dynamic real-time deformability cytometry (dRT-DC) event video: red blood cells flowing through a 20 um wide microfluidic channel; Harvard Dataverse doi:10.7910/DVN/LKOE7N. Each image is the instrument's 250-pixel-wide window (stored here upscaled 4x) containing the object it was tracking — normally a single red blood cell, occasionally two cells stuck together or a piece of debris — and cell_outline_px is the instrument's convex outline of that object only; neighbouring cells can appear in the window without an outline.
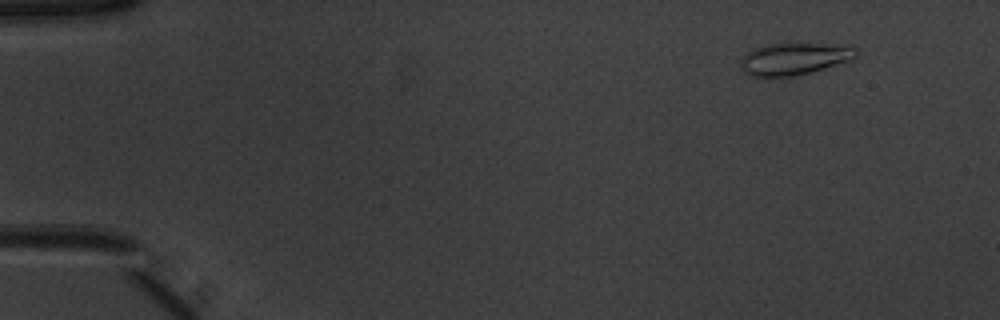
{"species": "common noctule bat (a hibernating species)", "species_latin": "Nyctalus noctula", "temperature_condition": "warm", "stored_images_in_passage": 10, "camera_frame_rate_fps": 3000, "um_per_image_px": 0.085, "animal": {"sex": "male", "body_mass_g": 20.1, "forearm_length_mm": 53.5}, "frame": {"image": 1, "passage_image": 1, "time_ms": 0.0, "image_size_px": [1000, 320], "cell_outline_px": [[860, 52], [852, 60], [796, 76], [748, 76], [744, 72], [740, 64], [740, 60], [752, 48], [768, 44], [820, 44], [856, 48]], "centroid_in_image_um": [67.47, 5.01], "position_along_channel_um": 17.5, "area_um2": 21.27}}